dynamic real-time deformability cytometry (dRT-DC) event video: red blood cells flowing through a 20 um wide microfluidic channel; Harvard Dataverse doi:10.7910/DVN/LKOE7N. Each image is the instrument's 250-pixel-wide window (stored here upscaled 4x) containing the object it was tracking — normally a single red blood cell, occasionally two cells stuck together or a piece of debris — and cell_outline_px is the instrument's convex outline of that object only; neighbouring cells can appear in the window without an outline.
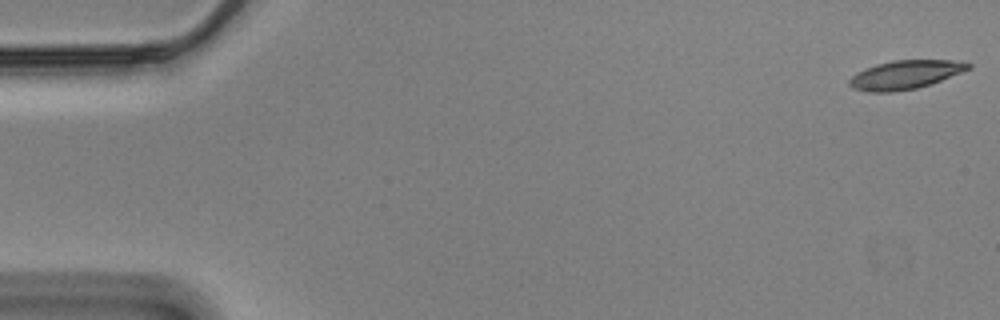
{"species": "Egyptian fruit bat (a non-hibernating species)", "species_latin": "Rousettus aegyptiacus", "temperature_condition": "cold", "stored_images_in_passage": 18, "camera_frame_rate_fps": 3000, "um_per_image_px": 0.085, "animal": {"sex": "male"}, "frame": {"image": 1, "passage_image": 1, "time_ms": 0.0, "image_size_px": [1000, 320], "cell_outline_px": [[972, 68], [940, 80], [916, 88], [892, 92], [868, 92], [852, 88], [848, 84], [848, 80], [856, 72], [876, 64], [892, 60], [952, 60], [972, 64]], "centroid_in_image_um": [76.89, 6.35], "position_along_channel_um": 8.1, "area_um2": 19.77}}
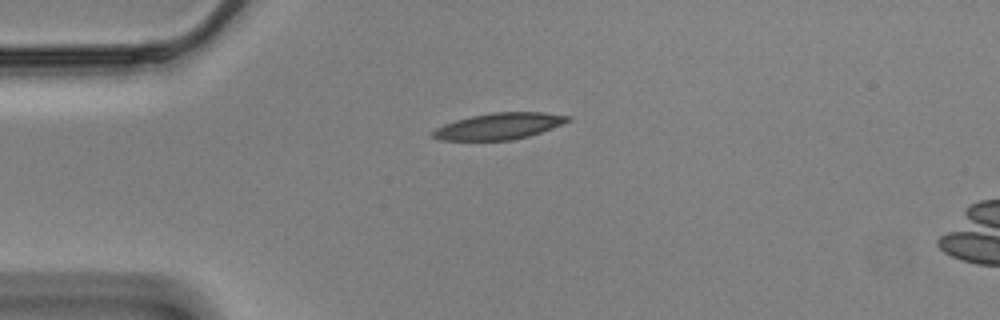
{"frame": {"image": 2, "passage_image": 14, "time_ms": 4.333, "image_size_px": [1000, 320], "cell_outline_px": [[572, 120], [552, 128], [528, 136], [512, 140], [440, 140], [432, 136], [432, 132], [436, 128], [444, 124], [456, 120], [472, 116], [492, 112], [544, 112], [572, 116]], "centroid_in_image_um": [42.45, 10.71], "position_along_channel_um": 42.5, "area_um2": 20.69}}